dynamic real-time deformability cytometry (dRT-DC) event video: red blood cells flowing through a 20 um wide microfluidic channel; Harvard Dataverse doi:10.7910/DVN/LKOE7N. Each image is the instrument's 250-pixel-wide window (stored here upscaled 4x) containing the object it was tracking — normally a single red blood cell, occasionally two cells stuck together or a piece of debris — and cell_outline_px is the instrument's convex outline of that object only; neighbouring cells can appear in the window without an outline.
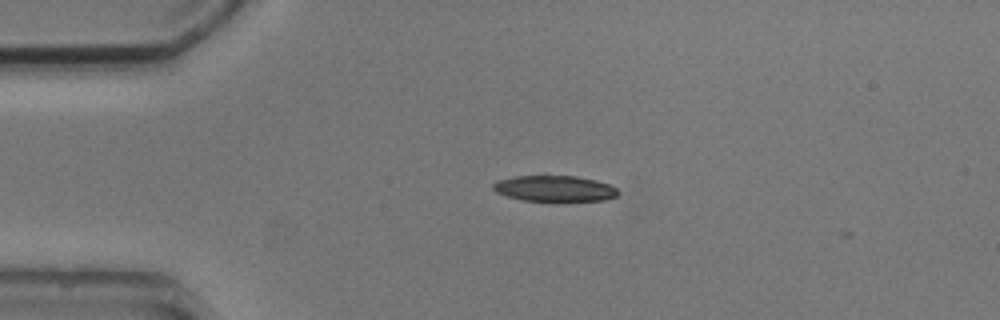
{"species": "common noctule bat (a hibernating species)", "species_latin": "Nyctalus noctula", "temperature_condition": "cold", "stored_images_in_passage": 3, "camera_frame_rate_fps": 3000, "um_per_image_px": 0.085, "animal": {"sex": "male", "body_mass_g": 20.5, "forearm_length_mm": 52.5}, "frame": {"image": 1, "passage_image": 1, "time_ms": 0.0, "image_size_px": [1000, 320], "cell_outline_px": [[620, 192], [616, 196], [604, 200], [524, 200], [508, 196], [496, 192], [492, 188], [492, 184], [500, 180], [516, 176], [544, 172], [576, 176], [596, 180], [608, 184], [616, 188]], "centroid_in_image_um": [47.12, 15.96], "position_along_channel_um": 37.9, "area_um2": 19.31}}